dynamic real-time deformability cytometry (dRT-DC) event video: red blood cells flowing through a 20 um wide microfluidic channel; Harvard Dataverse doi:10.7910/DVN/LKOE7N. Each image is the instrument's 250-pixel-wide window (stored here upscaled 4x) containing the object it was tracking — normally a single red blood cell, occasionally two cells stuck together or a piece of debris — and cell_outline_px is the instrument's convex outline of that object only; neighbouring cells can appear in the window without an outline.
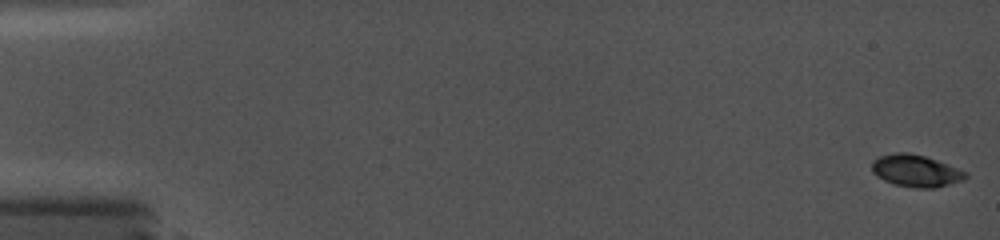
{"species": "common noctule bat (a hibernating species)", "species_latin": "Nyctalus noctula", "temperature_condition": "cold", "stored_images_in_passage": 15, "camera_frame_rate_fps": 5000, "um_per_image_px": 0.085, "animal": {"sex": "female", "body_mass_g": 19.0, "forearm_length_mm": 56.7}, "frame": {"image": 1, "passage_image": 1, "time_ms": 0.0, "image_size_px": [1000, 240], "cell_outline_px": [[968, 176], [964, 180], [936, 188], [916, 188], [896, 184], [884, 180], [876, 176], [872, 172], [872, 160], [880, 156], [896, 152], [908, 152], [924, 156], [936, 160], [968, 172]], "centroid_in_image_um": [77.85, 14.52], "position_along_channel_um": 7.1, "area_um2": 17.51}}
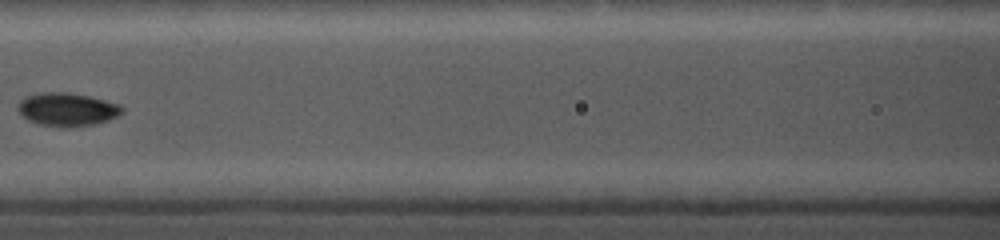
{"frame": {"image": 2, "passage_image": 11, "time_ms": 8.4, "image_size_px": [1000, 240], "cell_outline_px": [[124, 112], [108, 120], [92, 124], [64, 128], [60, 128], [40, 124], [28, 120], [20, 116], [16, 108], [20, 100], [24, 96], [40, 92], [68, 92], [88, 96], [120, 104], [124, 108]], "centroid_in_image_um": [5.65, 9.3], "position_along_channel_um": 160.9, "area_um2": 20.46}}
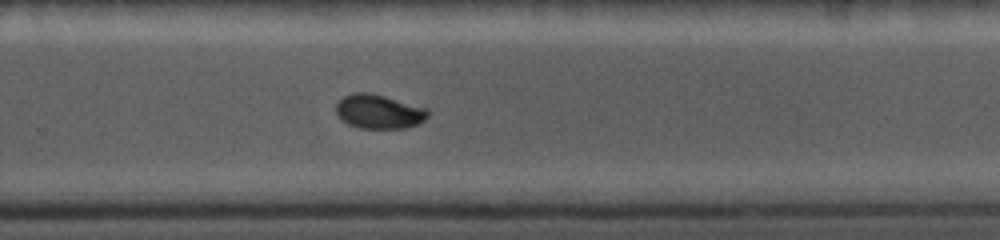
{"frame": {"image": 3, "passage_image": 15, "time_ms": 12.0, "image_size_px": [1000, 240], "cell_outline_px": [[428, 116], [424, 120], [416, 124], [404, 128], [360, 128], [348, 124], [336, 112], [336, 104], [344, 96], [352, 92], [368, 92], [384, 96], [428, 108]], "centroid_in_image_um": [32.21, 9.47], "position_along_channel_um": 297.6, "area_um2": 18.09}}